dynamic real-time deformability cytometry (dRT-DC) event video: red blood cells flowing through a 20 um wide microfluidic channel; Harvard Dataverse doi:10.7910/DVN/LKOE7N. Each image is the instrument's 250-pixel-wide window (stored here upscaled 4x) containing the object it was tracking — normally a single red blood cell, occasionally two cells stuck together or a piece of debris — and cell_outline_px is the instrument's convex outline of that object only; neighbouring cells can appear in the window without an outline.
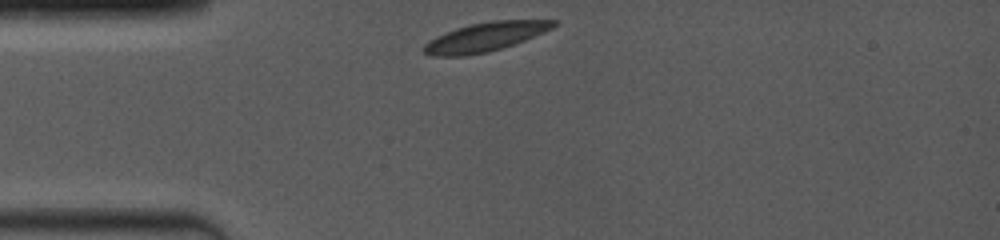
{"species": "common noctule bat (a hibernating species)", "species_latin": "Nyctalus noctula", "temperature_condition": "room temperature", "stored_images_in_passage": 21, "camera_frame_rate_fps": 4000, "um_per_image_px": 0.085, "animal": {"sex": "female", "body_mass_g": 19.0, "forearm_length_mm": 53.3}, "frame": {"image": 1, "passage_image": 1, "time_ms": 0.0, "image_size_px": [1000, 240], "cell_outline_px": [[560, 20], [552, 28], [544, 32], [516, 44], [488, 52], [464, 56], [432, 56], [424, 52], [420, 48], [428, 40], [436, 36], [456, 28], [468, 24], [492, 20]], "centroid_in_image_um": [41.22, 3.14], "position_along_channel_um": 43.8, "area_um2": 22.14}}
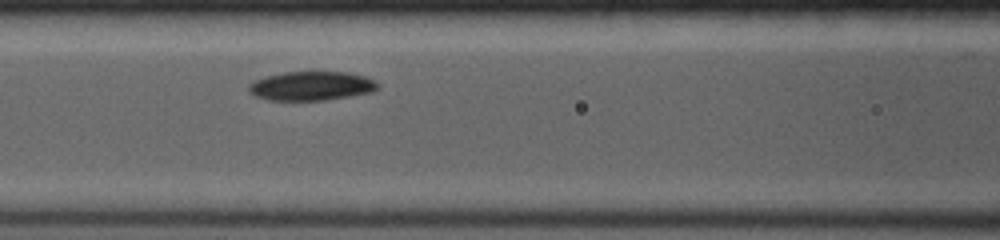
{"frame": {"image": 2, "passage_image": 15, "time_ms": 3.0, "image_size_px": [1000, 240], "cell_outline_px": [[376, 88], [372, 92], [324, 100], [268, 100], [256, 96], [248, 92], [248, 84], [256, 80], [268, 76], [284, 72], [348, 72], [364, 76], [376, 80]], "centroid_in_image_um": [26.44, 7.3], "position_along_channel_um": 140.2, "area_um2": 21.62}}
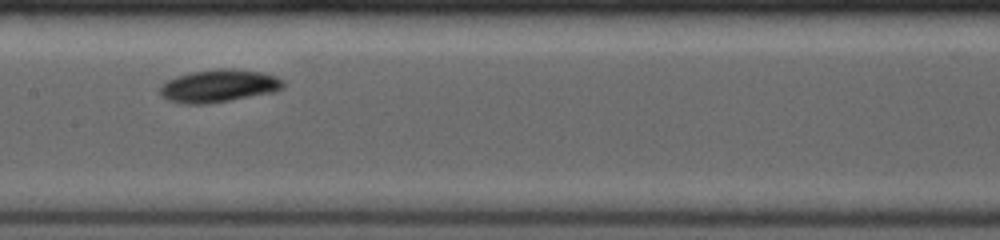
{"frame": {"image": 3, "passage_image": 20, "time_ms": 4.25, "image_size_px": [1000, 240], "cell_outline_px": [[284, 88], [272, 92], [208, 104], [184, 104], [168, 100], [160, 92], [160, 88], [168, 80], [192, 72], [224, 68], [232, 68], [260, 72], [276, 76], [284, 80]], "centroid_in_image_um": [18.64, 7.3], "position_along_channel_um": 188.8, "area_um2": 23.12}}